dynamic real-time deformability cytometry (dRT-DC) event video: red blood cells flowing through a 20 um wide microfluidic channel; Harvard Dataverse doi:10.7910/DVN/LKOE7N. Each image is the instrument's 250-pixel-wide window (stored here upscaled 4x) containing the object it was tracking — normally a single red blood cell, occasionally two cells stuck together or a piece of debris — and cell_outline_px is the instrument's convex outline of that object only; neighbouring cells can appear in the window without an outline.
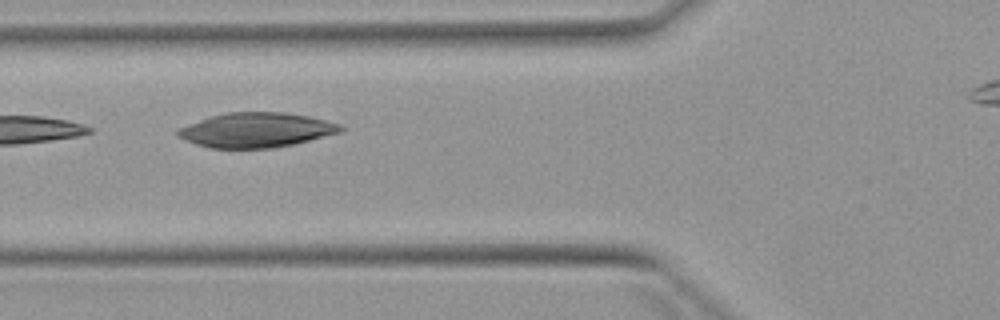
{"species": "Egyptian fruit bat (a non-hibernating species)", "species_latin": "Rousettus aegyptiacus", "temperature_condition": "warm", "stored_images_in_passage": 4, "camera_frame_rate_fps": 3000, "um_per_image_px": 0.085, "animal": {"sex": "female"}, "frame": {"image": 1, "passage_image": 2, "time_ms": 1.0, "image_size_px": [1000, 320], "cell_outline_px": [[344, 132], [296, 144], [272, 148], [208, 148], [184, 140], [176, 136], [176, 132], [180, 128], [188, 124], [224, 112], [284, 112], [308, 116], [340, 124], [344, 128]], "centroid_in_image_um": [21.81, 11.06], "position_along_channel_um": 104.0, "area_um2": 33.12}}
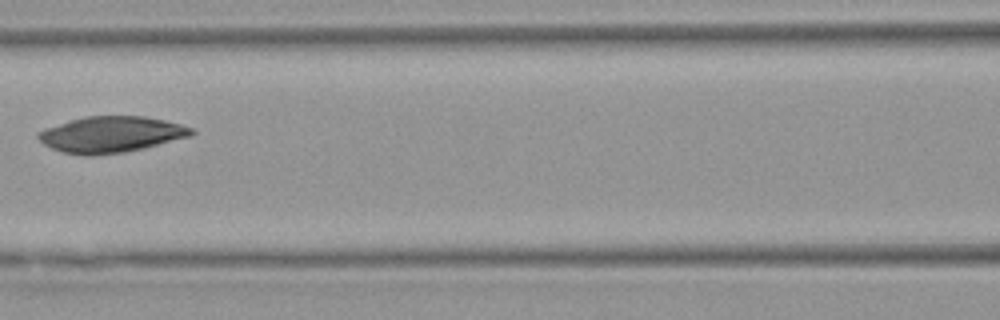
{"frame": {"image": 2, "passage_image": 3, "time_ms": 2.333, "image_size_px": [1000, 320], "cell_outline_px": [[196, 132], [192, 136], [144, 148], [124, 152], [92, 156], [84, 156], [60, 152], [44, 144], [36, 136], [36, 132], [44, 128], [84, 116], [144, 116], [164, 120], [180, 124], [192, 128]], "centroid_in_image_um": [9.42, 11.43], "position_along_channel_um": 157.2, "area_um2": 32.43}}
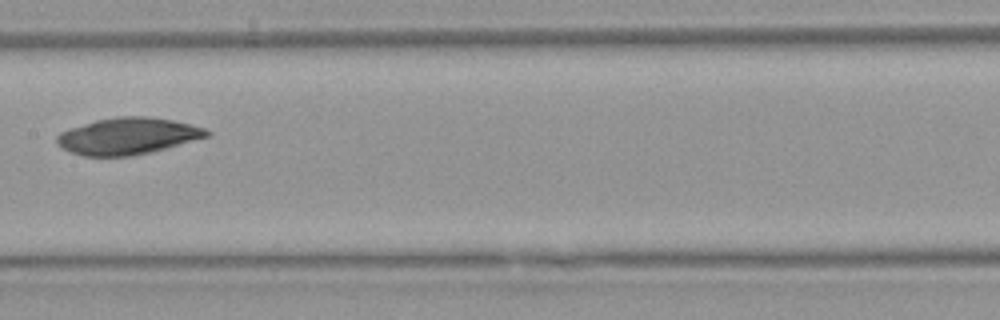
{"frame": {"image": 3, "passage_image": 4, "time_ms": 3.333, "image_size_px": [1000, 320], "cell_outline_px": [[212, 132], [208, 136], [152, 152], [132, 156], [84, 156], [68, 152], [60, 148], [56, 144], [56, 136], [60, 132], [68, 128], [96, 120], [116, 116], [148, 116], [172, 120], [204, 128]], "centroid_in_image_um": [10.79, 11.57], "position_along_channel_um": 196.6, "area_um2": 32.19}}